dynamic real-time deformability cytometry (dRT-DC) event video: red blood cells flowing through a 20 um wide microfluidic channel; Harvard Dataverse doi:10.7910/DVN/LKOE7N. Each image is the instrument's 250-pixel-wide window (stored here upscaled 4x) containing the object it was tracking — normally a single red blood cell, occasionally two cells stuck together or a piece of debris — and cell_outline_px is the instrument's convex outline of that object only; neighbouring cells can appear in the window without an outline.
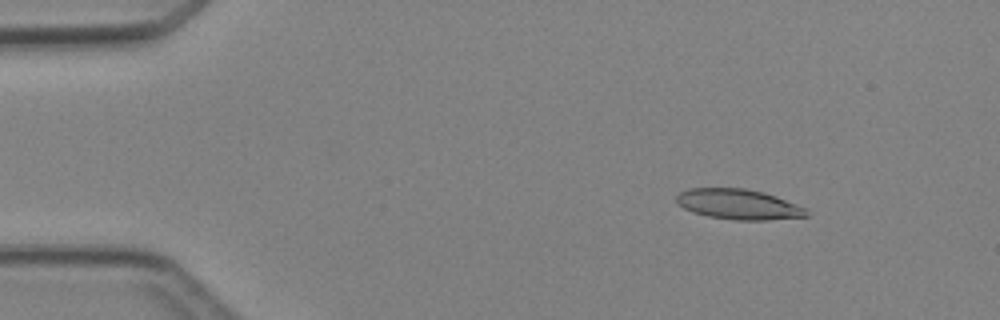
{"species": "Egyptian fruit bat (a non-hibernating species)", "species_latin": "Rousettus aegyptiacus", "temperature_condition": "cold", "stored_images_in_passage": 4, "camera_frame_rate_fps": 3000, "um_per_image_px": 0.085, "animal": {"sex": "female"}, "frame": {"image": 1, "passage_image": 2, "time_ms": 1.0, "image_size_px": [1000, 320], "cell_outline_px": [[808, 216], [768, 220], [732, 220], [708, 216], [692, 212], [684, 208], [676, 200], [676, 196], [680, 192], [688, 188], [744, 188], [764, 192], [776, 196], [804, 208], [808, 212]], "centroid_in_image_um": [62.75, 17.36], "position_along_channel_um": 22.3, "area_um2": 22.83}}